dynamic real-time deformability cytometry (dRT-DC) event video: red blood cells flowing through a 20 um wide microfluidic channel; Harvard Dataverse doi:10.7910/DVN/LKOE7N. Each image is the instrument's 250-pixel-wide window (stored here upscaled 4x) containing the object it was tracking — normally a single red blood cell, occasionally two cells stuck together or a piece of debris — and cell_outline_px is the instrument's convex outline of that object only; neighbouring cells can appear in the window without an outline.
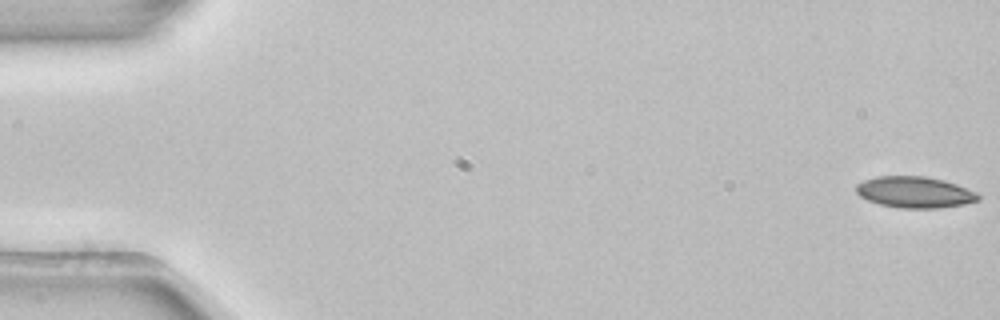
{"species": "common noctule bat (a hibernating species)", "species_latin": "Nyctalus noctula", "temperature_condition": "room temperature", "stored_images_in_passage": 53, "camera_frame_rate_fps": 3000, "um_per_image_px": 0.085, "animal": {"sex": "female", "body_mass_g": 22.7, "forearm_length_mm": 54.2}, "frame": {"image": 1, "passage_image": 1, "time_ms": 0.0, "image_size_px": [1000, 320], "cell_outline_px": [[980, 200], [964, 204], [940, 208], [900, 208], [880, 204], [868, 200], [860, 196], [856, 192], [856, 184], [864, 180], [876, 176], [924, 176], [944, 180], [956, 184], [976, 192], [980, 196]], "centroid_in_image_um": [77.75, 16.33], "position_along_channel_um": 7.3, "area_um2": 22.25}}
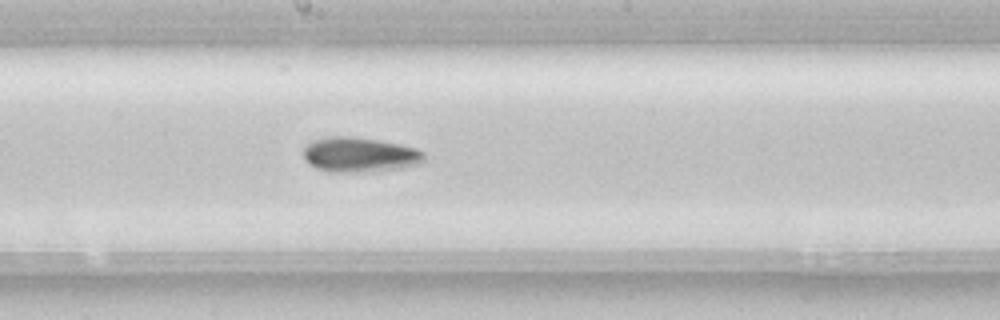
{"frame": {"image": 2, "passage_image": 29, "time_ms": 9.333, "image_size_px": [1000, 320], "cell_outline_px": [[424, 160], [416, 164], [392, 168], [356, 172], [336, 172], [316, 168], [304, 156], [304, 148], [312, 140], [328, 136], [348, 136], [380, 140], [400, 144], [416, 148], [424, 152]], "centroid_in_image_um": [30.55, 13.12], "position_along_channel_um": 217.7, "area_um2": 23.93}}
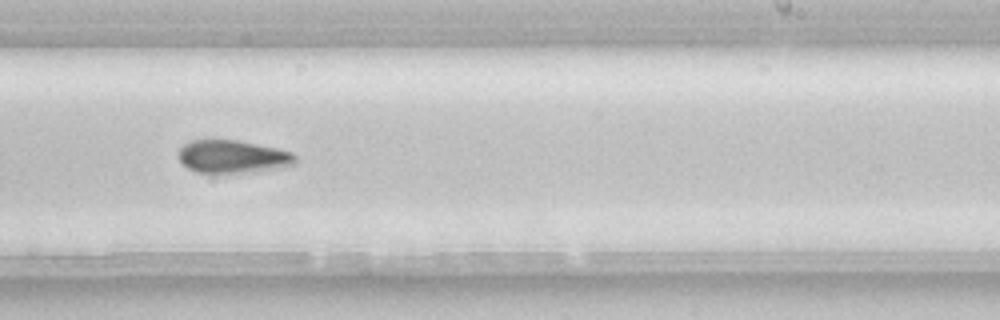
{"frame": {"image": 3, "passage_image": 33, "time_ms": 10.667, "image_size_px": [1000, 320], "cell_outline_px": [[296, 164], [284, 168], [252, 172], [196, 172], [188, 168], [180, 160], [180, 148], [188, 140], [236, 140], [276, 148], [292, 152], [296, 156]], "centroid_in_image_um": [19.83, 13.31], "position_along_channel_um": 269.2, "area_um2": 22.31}}